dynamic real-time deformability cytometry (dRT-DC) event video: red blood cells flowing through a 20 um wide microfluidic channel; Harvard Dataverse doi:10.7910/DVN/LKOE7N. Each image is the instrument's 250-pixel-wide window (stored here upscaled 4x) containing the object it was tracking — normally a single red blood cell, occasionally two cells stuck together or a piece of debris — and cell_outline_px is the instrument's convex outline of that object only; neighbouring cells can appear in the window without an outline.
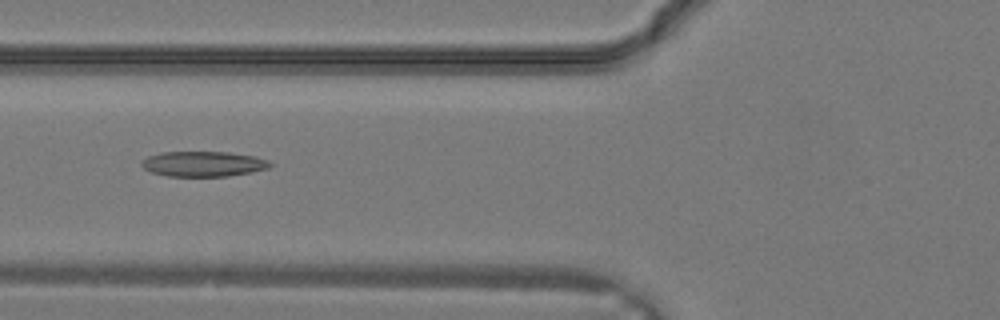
{"species": "common noctule bat (a hibernating species)", "species_latin": "Nyctalus noctula", "temperature_condition": "warm", "stored_images_in_passage": 23, "camera_frame_rate_fps": 3000, "um_per_image_px": 0.085, "animal": {"sex": "male", "body_mass_g": 19.2, "forearm_length_mm": 51.8}, "frame": {"image": 1, "passage_image": 4, "time_ms": 1.0, "image_size_px": [1000, 320], "cell_outline_px": [[272, 164], [268, 168], [252, 172], [228, 176], [168, 176], [152, 172], [144, 168], [140, 164], [148, 156], [160, 152], [228, 152], [256, 156], [268, 160]], "centroid_in_image_um": [17.3, 13.93], "position_along_channel_um": 108.5, "area_um2": 18.84}}
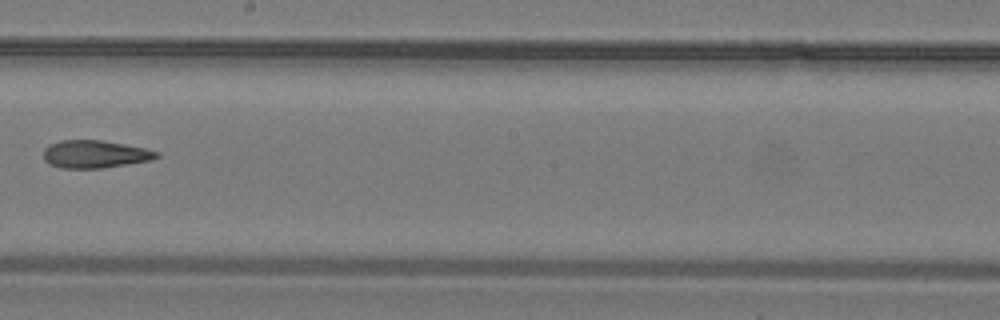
{"frame": {"image": 2, "passage_image": 10, "time_ms": 3.0, "image_size_px": [1000, 320], "cell_outline_px": [[160, 156], [152, 160], [104, 168], [60, 168], [48, 164], [44, 160], [44, 148], [48, 144], [60, 140], [100, 140], [124, 144], [144, 148], [160, 152]], "centroid_in_image_um": [8.05, 13.11], "position_along_channel_um": 240.1, "area_um2": 18.44}}
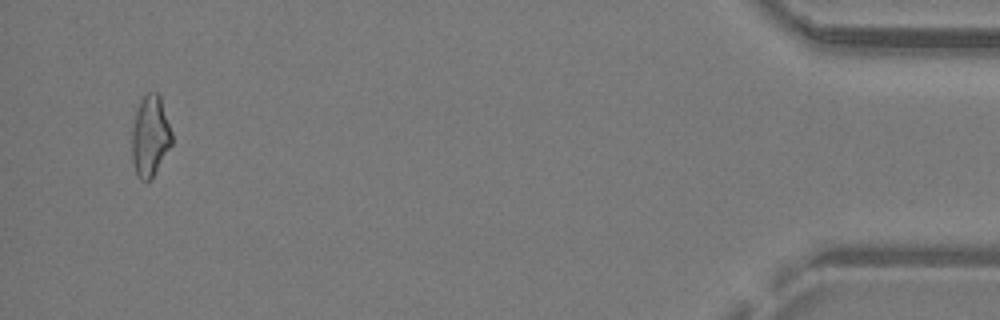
{"frame": {"image": 3, "passage_image": 22, "time_ms": 7.0, "image_size_px": [1000, 320], "cell_outline_px": [[172, 144], [152, 176], [148, 180], [140, 180], [136, 176], [132, 160], [132, 128], [136, 112], [140, 100], [148, 92], [156, 92], [160, 96], [172, 132]], "centroid_in_image_um": [12.75, 11.56], "position_along_channel_um": 422.4, "area_um2": 18.67}}